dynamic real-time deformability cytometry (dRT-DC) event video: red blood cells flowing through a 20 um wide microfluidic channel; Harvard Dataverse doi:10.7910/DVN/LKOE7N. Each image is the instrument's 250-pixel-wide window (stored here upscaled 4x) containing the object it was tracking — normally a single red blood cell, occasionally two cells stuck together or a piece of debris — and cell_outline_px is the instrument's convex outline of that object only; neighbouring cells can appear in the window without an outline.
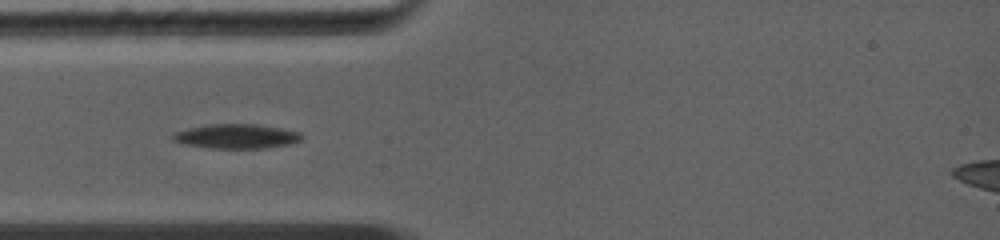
{"species": "common noctule bat (a hibernating species)", "species_latin": "Nyctalus noctula", "temperature_condition": "warm", "stored_images_in_passage": 30, "camera_frame_rate_fps": 5000, "um_per_image_px": 0.085, "animal": {"sex": "female", "body_mass_g": 19.0, "forearm_length_mm": 56.7}, "frame": {"image": 1, "passage_image": 3, "time_ms": 1.0, "image_size_px": [1000, 240], "cell_outline_px": [[304, 136], [300, 140], [288, 144], [264, 148], [204, 148], [180, 144], [172, 140], [172, 132], [188, 128], [208, 124], [256, 124], [280, 128], [300, 132]], "centroid_in_image_um": [20.02, 11.59], "position_along_channel_um": 65.0, "area_um2": 18.55}}
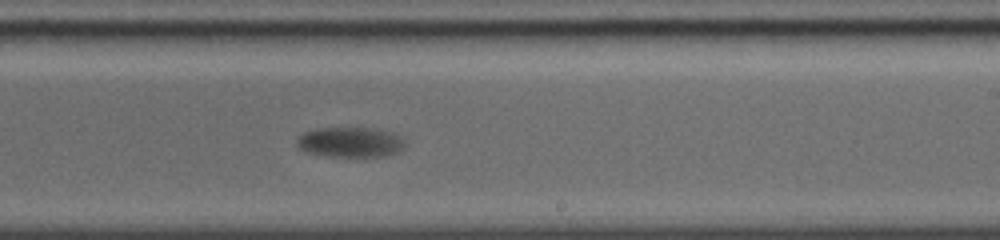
{"frame": {"image": 2, "passage_image": 13, "time_ms": 5.8, "image_size_px": [1000, 240], "cell_outline_px": [[404, 148], [400, 152], [384, 156], [332, 156], [304, 152], [296, 144], [296, 140], [304, 132], [324, 128], [376, 128], [392, 132], [400, 136], [404, 140]], "centroid_in_image_um": [29.81, 12.08], "position_along_channel_um": 259.2, "area_um2": 18.96}}
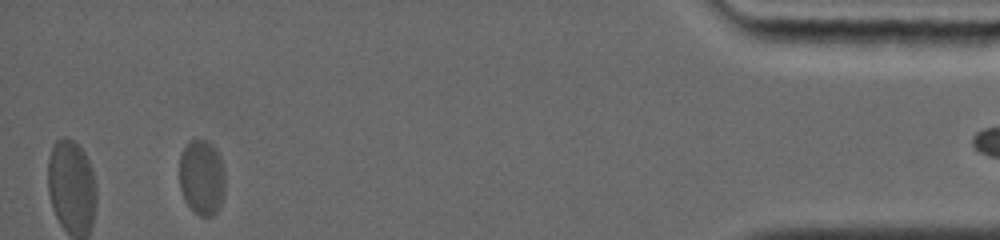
{"frame": {"image": 3, "passage_image": 26, "time_ms": 11.8, "image_size_px": [1000, 240], "cell_outline_px": [[224, 196], [216, 212], [212, 216], [200, 216], [184, 200], [180, 188], [180, 156], [184, 148], [192, 140], [208, 140], [216, 148], [220, 156], [224, 168]], "centroid_in_image_um": [17.17, 15.06], "position_along_channel_um": 418.0, "area_um2": 20.06}}